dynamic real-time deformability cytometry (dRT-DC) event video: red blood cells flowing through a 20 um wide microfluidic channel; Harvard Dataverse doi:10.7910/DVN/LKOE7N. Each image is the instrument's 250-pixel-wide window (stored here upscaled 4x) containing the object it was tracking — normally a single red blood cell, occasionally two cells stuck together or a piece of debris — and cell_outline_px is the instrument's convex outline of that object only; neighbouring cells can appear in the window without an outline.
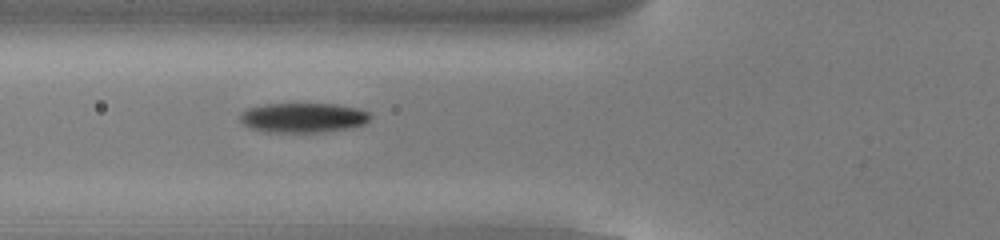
{"species": "common noctule bat (a hibernating species)", "species_latin": "Nyctalus noctula", "temperature_condition": "cold", "stored_images_in_passage": 32, "camera_frame_rate_fps": 3000, "um_per_image_px": 0.085, "animal": {"sex": "male", "body_mass_g": 13.0, "forearm_length_mm": 53.1}, "frame": {"image": 1, "passage_image": 3, "time_ms": 0.667, "image_size_px": [1000, 240], "cell_outline_px": [[372, 116], [364, 124], [348, 128], [320, 132], [264, 132], [248, 128], [240, 120], [240, 112], [248, 108], [268, 104], [336, 104], [360, 108], [368, 112]], "centroid_in_image_um": [25.75, 10.0], "position_along_channel_um": 100.0, "area_um2": 22.6}}
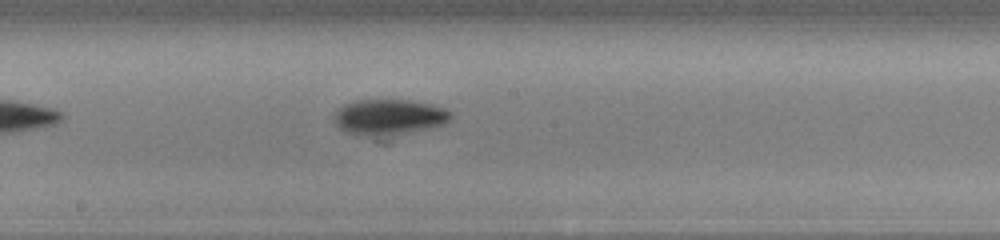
{"frame": {"image": 2, "passage_image": 12, "time_ms": 3.667, "image_size_px": [1000, 240], "cell_outline_px": [[452, 116], [444, 124], [380, 140], [356, 136], [340, 128], [336, 124], [336, 112], [344, 104], [356, 100], [408, 100], [432, 104], [444, 108], [452, 112]], "centroid_in_image_um": [33.07, 10.0], "position_along_channel_um": 215.1, "area_um2": 24.91}}
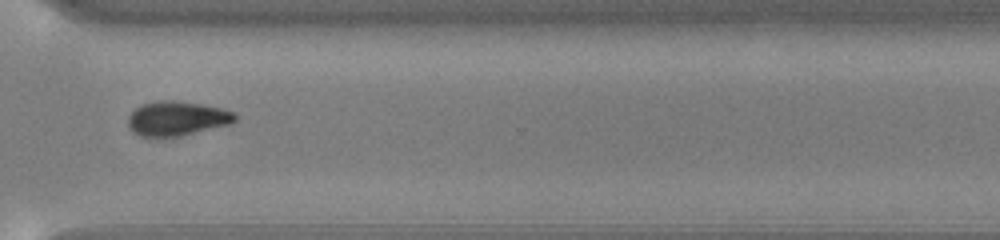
{"frame": {"image": 3, "passage_image": 23, "time_ms": 7.333, "image_size_px": [1000, 240], "cell_outline_px": [[236, 120], [228, 124], [180, 136], [160, 140], [140, 136], [132, 132], [128, 128], [128, 116], [140, 104], [160, 100], [172, 100], [200, 104], [220, 108], [232, 112], [236, 116]], "centroid_in_image_um": [14.94, 10.11], "position_along_channel_um": 355.7, "area_um2": 21.79}}